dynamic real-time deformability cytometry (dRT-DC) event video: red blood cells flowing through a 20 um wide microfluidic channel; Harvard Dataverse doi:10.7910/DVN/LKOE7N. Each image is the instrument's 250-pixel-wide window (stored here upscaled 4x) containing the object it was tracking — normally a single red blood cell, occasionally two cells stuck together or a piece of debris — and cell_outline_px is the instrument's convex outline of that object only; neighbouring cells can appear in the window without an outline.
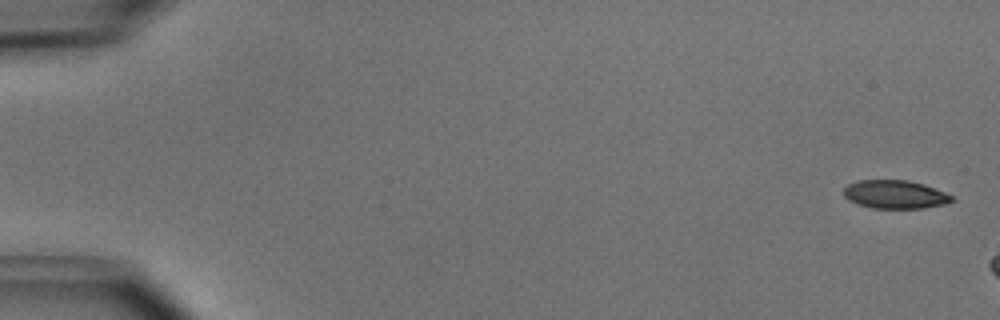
{"species": "common noctule bat (a hibernating species)", "species_latin": "Nyctalus noctula", "temperature_condition": "cold", "stored_images_in_passage": 9, "camera_frame_rate_fps": 3000, "um_per_image_px": 0.085, "animal": {"sex": "male", "body_mass_g": 15.6}, "frame": {"image": 1, "passage_image": 1, "time_ms": 0.0, "image_size_px": [1000, 320], "cell_outline_px": [[956, 200], [944, 204], [924, 208], [872, 208], [856, 204], [848, 200], [844, 196], [844, 188], [848, 184], [856, 180], [908, 180], [924, 184], [944, 192], [952, 196]], "centroid_in_image_um": [76.06, 16.52], "position_along_channel_um": 8.9, "area_um2": 17.98}}